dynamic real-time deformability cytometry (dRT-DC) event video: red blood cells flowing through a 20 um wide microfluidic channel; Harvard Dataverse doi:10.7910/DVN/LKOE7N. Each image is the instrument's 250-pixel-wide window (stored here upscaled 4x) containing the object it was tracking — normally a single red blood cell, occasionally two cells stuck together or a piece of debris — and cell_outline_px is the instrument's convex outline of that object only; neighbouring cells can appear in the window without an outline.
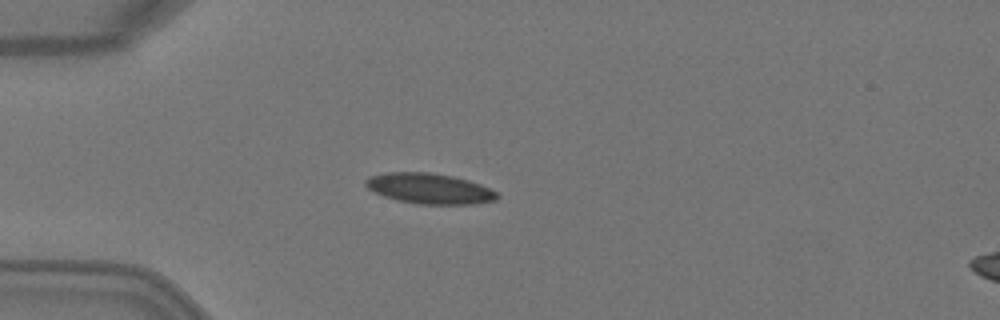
{"species": "Egyptian fruit bat (a non-hibernating species)", "species_latin": "Rousettus aegyptiacus", "temperature_condition": "warm", "stored_images_in_passage": 3, "camera_frame_rate_fps": 3000, "um_per_image_px": 0.085, "animal": {"sex": "female"}, "frame": {"image": 1, "passage_image": 3, "time_ms": 0.667, "image_size_px": [1000, 320], "cell_outline_px": [[500, 196], [496, 200], [476, 204], [416, 204], [396, 200], [384, 196], [368, 188], [364, 184], [364, 180], [368, 176], [384, 172], [428, 172], [452, 176], [468, 180], [480, 184], [496, 192]], "centroid_in_image_um": [36.48, 16.02], "position_along_channel_um": 48.5, "area_um2": 23.47}}